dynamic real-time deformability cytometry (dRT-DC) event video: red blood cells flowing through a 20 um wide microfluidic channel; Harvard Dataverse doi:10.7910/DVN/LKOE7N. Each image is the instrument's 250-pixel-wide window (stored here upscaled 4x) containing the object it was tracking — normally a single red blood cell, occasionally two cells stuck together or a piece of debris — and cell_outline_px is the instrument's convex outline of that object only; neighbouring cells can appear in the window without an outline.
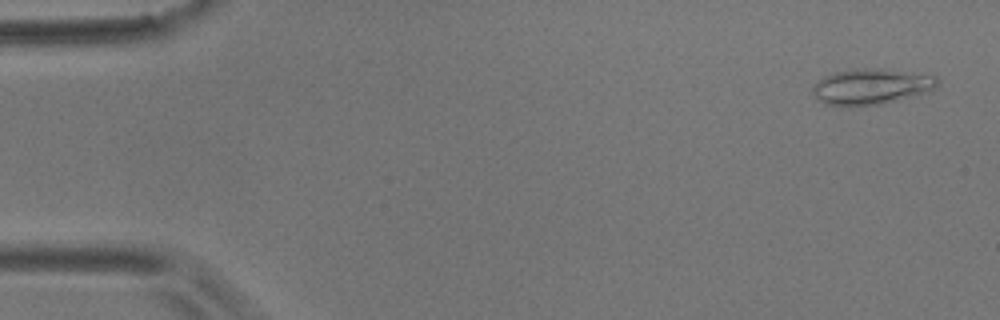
{"species": "common noctule bat (a hibernating species)", "species_latin": "Nyctalus noctula", "temperature_condition": "room temperature", "stored_images_in_passage": 4, "camera_frame_rate_fps": 3000, "um_per_image_px": 0.085, "animal": {"sex": "male", "body_mass_g": 17.9}, "frame": {"image": 1, "passage_image": 1, "time_ms": 0.0, "image_size_px": [1000, 320], "cell_outline_px": [[940, 80], [936, 88], [924, 92], [896, 100], [880, 104], [824, 104], [816, 100], [812, 92], [812, 88], [816, 80], [832, 72], [856, 68], [880, 68], [936, 76]], "centroid_in_image_um": [74.01, 7.32], "position_along_channel_um": 11.0, "area_um2": 25.66}}